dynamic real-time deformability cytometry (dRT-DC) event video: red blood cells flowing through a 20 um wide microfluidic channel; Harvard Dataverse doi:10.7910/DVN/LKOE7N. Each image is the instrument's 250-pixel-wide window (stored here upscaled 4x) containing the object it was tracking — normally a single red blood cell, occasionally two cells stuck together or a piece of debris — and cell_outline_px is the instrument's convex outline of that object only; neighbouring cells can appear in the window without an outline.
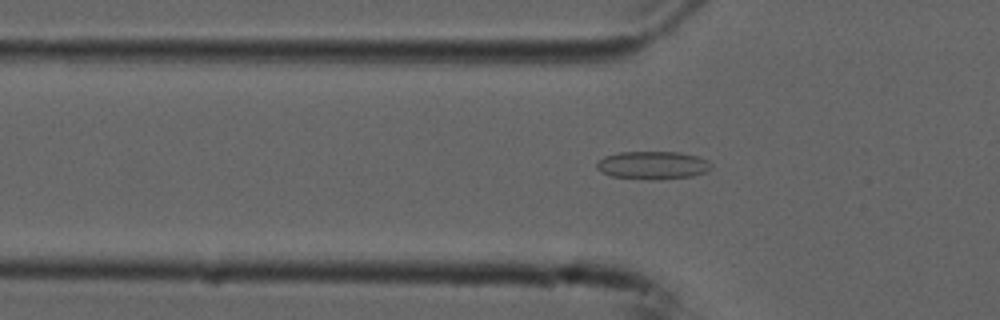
{"species": "common noctule bat (a hibernating species)", "species_latin": "Nyctalus noctula", "temperature_condition": "cold", "stored_images_in_passage": 38, "camera_frame_rate_fps": 3000, "um_per_image_px": 0.085, "animal": {"sex": "male", "forearm_length_mm": 52.5}, "frame": {"image": 1, "passage_image": 17, "time_ms": 5.333, "image_size_px": [1000, 320], "cell_outline_px": [[712, 168], [708, 172], [692, 176], [660, 180], [652, 180], [612, 176], [600, 172], [596, 168], [596, 164], [604, 156], [620, 152], [680, 152], [696, 156], [708, 160], [712, 164]], "centroid_in_image_um": [55.51, 14.05], "position_along_channel_um": 70.3, "area_um2": 18.9}}
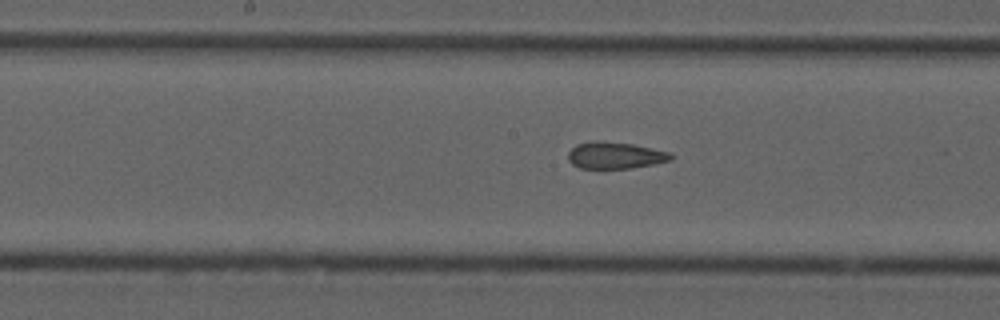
{"frame": {"image": 2, "passage_image": 27, "time_ms": 8.667, "image_size_px": [1000, 320], "cell_outline_px": [[676, 156], [672, 160], [652, 164], [628, 168], [580, 168], [572, 164], [568, 160], [568, 152], [576, 144], [596, 140], [600, 140], [632, 144], [668, 152]], "centroid_in_image_um": [52.26, 13.2], "position_along_channel_um": 195.9, "area_um2": 15.95}}
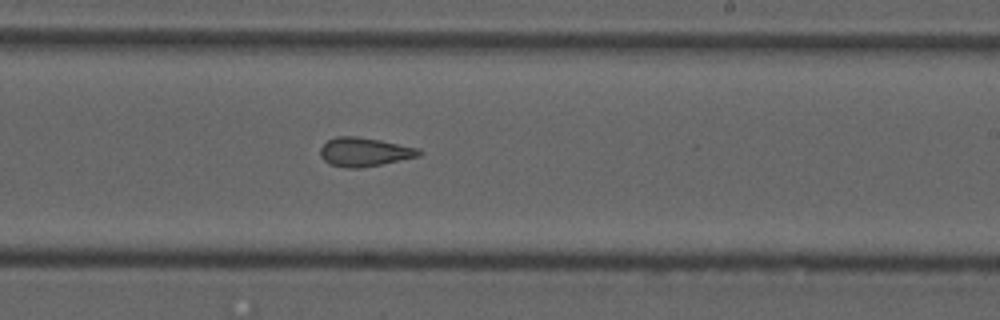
{"frame": {"image": 3, "passage_image": 32, "time_ms": 10.333, "image_size_px": [1000, 320], "cell_outline_px": [[424, 152], [420, 156], [360, 168], [344, 168], [328, 164], [320, 156], [320, 148], [328, 140], [336, 136], [356, 136], [380, 140], [420, 148]], "centroid_in_image_um": [30.97, 12.92], "position_along_channel_um": 258.0, "area_um2": 16.7}}